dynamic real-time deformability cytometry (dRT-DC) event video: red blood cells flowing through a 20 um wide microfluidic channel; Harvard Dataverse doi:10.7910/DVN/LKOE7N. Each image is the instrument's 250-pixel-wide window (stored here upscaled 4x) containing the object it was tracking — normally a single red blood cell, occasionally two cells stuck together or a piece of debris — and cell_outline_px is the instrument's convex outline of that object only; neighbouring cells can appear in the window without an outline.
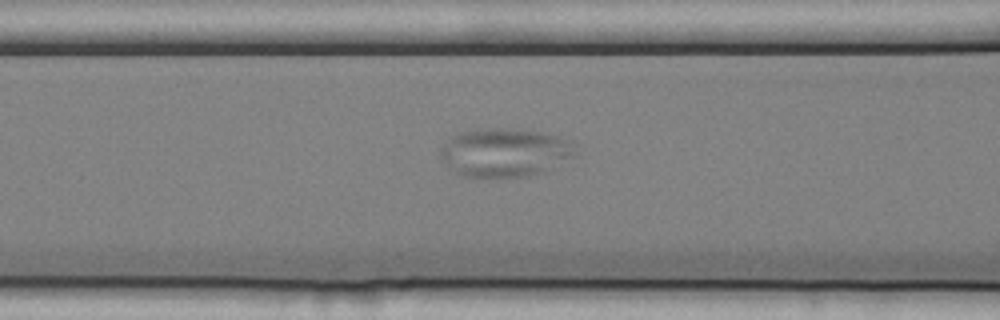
{"species": "common noctule bat (a hibernating species)", "species_latin": "Nyctalus noctula", "temperature_condition": "cold", "stored_images_in_passage": 59, "camera_frame_rate_fps": 3000, "um_per_image_px": 0.085, "animal": {"sex": "female", "body_mass_g": 25.1}, "frame": {"image": 1, "passage_image": 26, "time_ms": 8.333, "image_size_px": [1000, 320], "cell_outline_px": [[572, 156], [544, 172], [528, 176], [460, 176], [452, 172], [444, 160], [440, 152], [440, 148], [452, 136], [460, 132], [476, 128], [500, 128], [540, 132], [560, 136], [564, 140], [572, 152]], "centroid_in_image_um": [42.79, 12.96], "position_along_channel_um": 123.8, "area_um2": 37.28}}
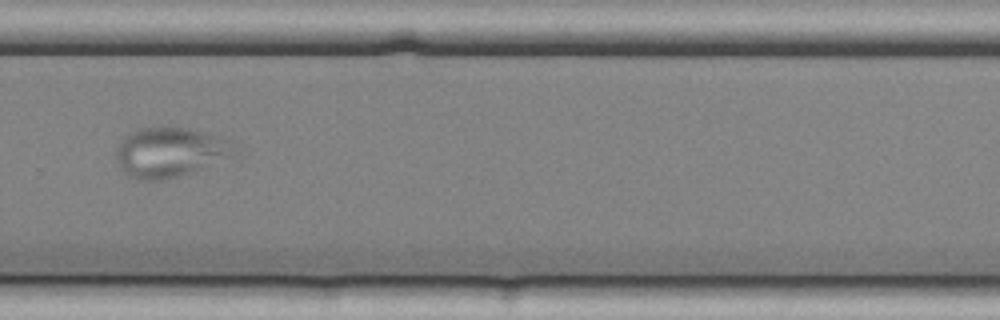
{"frame": {"image": 2, "passage_image": 42, "time_ms": 13.667, "image_size_px": [1000, 320], "cell_outline_px": [[240, 152], [232, 156], [192, 172], [160, 180], [136, 180], [128, 176], [120, 168], [116, 160], [116, 152], [124, 136], [128, 132], [136, 128], [188, 128], [232, 140], [240, 148]], "centroid_in_image_um": [14.48, 12.94], "position_along_channel_um": 315.3, "area_um2": 34.45}}
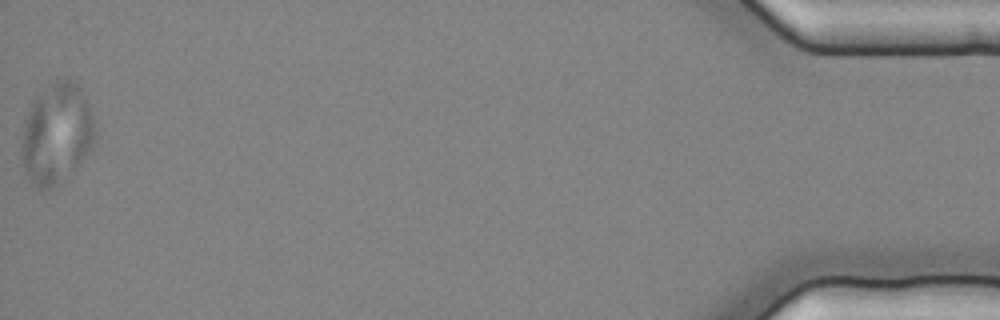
{"frame": {"image": 3, "passage_image": 59, "time_ms": 19.333, "image_size_px": [1000, 320], "cell_outline_px": [[96, 132], [92, 148], [60, 184], [52, 188], [36, 188], [28, 180], [24, 172], [24, 124], [32, 100], [48, 84], [56, 80], [72, 80], [80, 88], [88, 104], [92, 116]], "centroid_in_image_um": [4.83, 11.36], "position_along_channel_um": 430.4, "area_um2": 42.37}}